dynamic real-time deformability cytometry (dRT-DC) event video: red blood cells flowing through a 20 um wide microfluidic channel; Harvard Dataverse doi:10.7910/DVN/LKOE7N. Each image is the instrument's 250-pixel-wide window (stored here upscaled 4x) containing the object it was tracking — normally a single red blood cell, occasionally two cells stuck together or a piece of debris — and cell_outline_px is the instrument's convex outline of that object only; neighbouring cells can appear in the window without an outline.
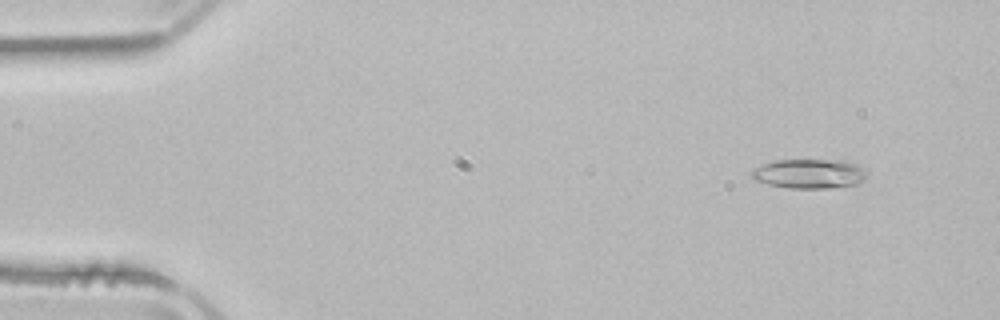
{"species": "common noctule bat (a hibernating species)", "species_latin": "Nyctalus noctula", "temperature_condition": "room temperature", "stored_images_in_passage": 4, "camera_frame_rate_fps": 3000, "um_per_image_px": 0.085, "animal": {"sex": "male", "body_mass_g": 21.5, "forearm_length_mm": 52.0}, "frame": {"image": 1, "passage_image": 2, "time_ms": 1.333, "image_size_px": [1000, 320], "cell_outline_px": [[868, 176], [864, 180], [856, 184], [828, 188], [788, 188], [768, 184], [752, 180], [752, 168], [776, 160], [844, 160], [856, 164], [864, 168], [868, 172]], "centroid_in_image_um": [68.81, 14.76], "position_along_channel_um": 16.2, "area_um2": 19.94}}
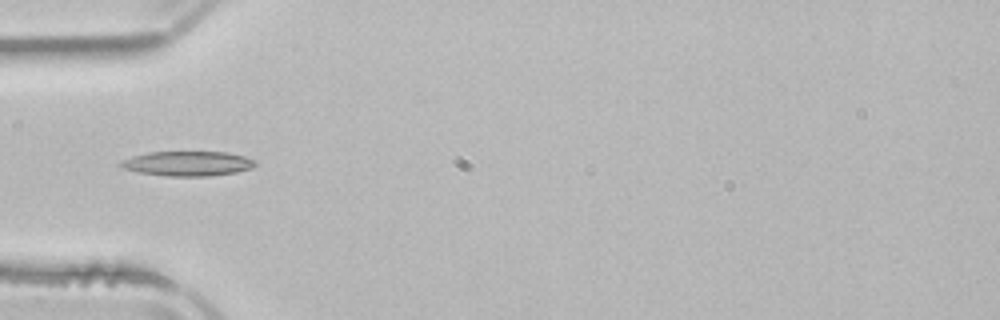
{"frame": {"image": 2, "passage_image": 4, "time_ms": 5.333, "image_size_px": [1000, 320], "cell_outline_px": [[256, 164], [252, 168], [236, 172], [212, 176], [168, 176], [140, 172], [120, 168], [116, 164], [120, 160], [132, 156], [148, 152], [228, 152], [244, 156], [256, 160]], "centroid_in_image_um": [15.92, 13.9], "position_along_channel_um": 69.1, "area_um2": 19.59}}